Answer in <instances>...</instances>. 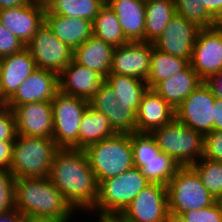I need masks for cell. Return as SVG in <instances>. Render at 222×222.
Segmentation results:
<instances>
[{"label":"cell","instance_id":"1","mask_svg":"<svg viewBox=\"0 0 222 222\" xmlns=\"http://www.w3.org/2000/svg\"><path fill=\"white\" fill-rule=\"evenodd\" d=\"M49 179L75 211L82 214L95 207L98 183L84 150L58 148Z\"/></svg>","mask_w":222,"mask_h":222},{"label":"cell","instance_id":"2","mask_svg":"<svg viewBox=\"0 0 222 222\" xmlns=\"http://www.w3.org/2000/svg\"><path fill=\"white\" fill-rule=\"evenodd\" d=\"M15 208L31 221L71 222L77 213L49 178L15 179Z\"/></svg>","mask_w":222,"mask_h":222},{"label":"cell","instance_id":"3","mask_svg":"<svg viewBox=\"0 0 222 222\" xmlns=\"http://www.w3.org/2000/svg\"><path fill=\"white\" fill-rule=\"evenodd\" d=\"M84 151L97 183L116 177L134 166L131 134L116 133L87 146Z\"/></svg>","mask_w":222,"mask_h":222},{"label":"cell","instance_id":"4","mask_svg":"<svg viewBox=\"0 0 222 222\" xmlns=\"http://www.w3.org/2000/svg\"><path fill=\"white\" fill-rule=\"evenodd\" d=\"M57 149L52 138L16 135L10 171L15 179L49 178Z\"/></svg>","mask_w":222,"mask_h":222},{"label":"cell","instance_id":"5","mask_svg":"<svg viewBox=\"0 0 222 222\" xmlns=\"http://www.w3.org/2000/svg\"><path fill=\"white\" fill-rule=\"evenodd\" d=\"M151 182L142 170L133 166L116 177L98 183V196L93 215H121L132 200Z\"/></svg>","mask_w":222,"mask_h":222},{"label":"cell","instance_id":"6","mask_svg":"<svg viewBox=\"0 0 222 222\" xmlns=\"http://www.w3.org/2000/svg\"><path fill=\"white\" fill-rule=\"evenodd\" d=\"M150 134L160 151L180 167L192 166L203 157L204 136L176 118Z\"/></svg>","mask_w":222,"mask_h":222},{"label":"cell","instance_id":"7","mask_svg":"<svg viewBox=\"0 0 222 222\" xmlns=\"http://www.w3.org/2000/svg\"><path fill=\"white\" fill-rule=\"evenodd\" d=\"M167 191L168 211L178 215L209 207L217 201L191 166L177 169L167 184Z\"/></svg>","mask_w":222,"mask_h":222},{"label":"cell","instance_id":"8","mask_svg":"<svg viewBox=\"0 0 222 222\" xmlns=\"http://www.w3.org/2000/svg\"><path fill=\"white\" fill-rule=\"evenodd\" d=\"M53 110L52 139L58 148L78 149L79 127L89 101L58 92L51 101Z\"/></svg>","mask_w":222,"mask_h":222},{"label":"cell","instance_id":"9","mask_svg":"<svg viewBox=\"0 0 222 222\" xmlns=\"http://www.w3.org/2000/svg\"><path fill=\"white\" fill-rule=\"evenodd\" d=\"M215 100L211 87L203 81L175 109V118L205 136L214 131Z\"/></svg>","mask_w":222,"mask_h":222},{"label":"cell","instance_id":"10","mask_svg":"<svg viewBox=\"0 0 222 222\" xmlns=\"http://www.w3.org/2000/svg\"><path fill=\"white\" fill-rule=\"evenodd\" d=\"M38 69H47L58 75L73 60V50L59 40L44 23L26 45Z\"/></svg>","mask_w":222,"mask_h":222},{"label":"cell","instance_id":"11","mask_svg":"<svg viewBox=\"0 0 222 222\" xmlns=\"http://www.w3.org/2000/svg\"><path fill=\"white\" fill-rule=\"evenodd\" d=\"M190 65L203 81L222 71V24L200 29Z\"/></svg>","mask_w":222,"mask_h":222},{"label":"cell","instance_id":"12","mask_svg":"<svg viewBox=\"0 0 222 222\" xmlns=\"http://www.w3.org/2000/svg\"><path fill=\"white\" fill-rule=\"evenodd\" d=\"M168 212L167 186L150 183L132 200L121 216L127 222H165Z\"/></svg>","mask_w":222,"mask_h":222},{"label":"cell","instance_id":"13","mask_svg":"<svg viewBox=\"0 0 222 222\" xmlns=\"http://www.w3.org/2000/svg\"><path fill=\"white\" fill-rule=\"evenodd\" d=\"M200 29L196 24L175 14L153 45L164 53L191 60Z\"/></svg>","mask_w":222,"mask_h":222},{"label":"cell","instance_id":"14","mask_svg":"<svg viewBox=\"0 0 222 222\" xmlns=\"http://www.w3.org/2000/svg\"><path fill=\"white\" fill-rule=\"evenodd\" d=\"M152 43L128 42L115 47L109 74L131 76L146 81L151 63Z\"/></svg>","mask_w":222,"mask_h":222},{"label":"cell","instance_id":"15","mask_svg":"<svg viewBox=\"0 0 222 222\" xmlns=\"http://www.w3.org/2000/svg\"><path fill=\"white\" fill-rule=\"evenodd\" d=\"M16 134L52 138L53 110L51 102L39 101L18 105L13 109Z\"/></svg>","mask_w":222,"mask_h":222},{"label":"cell","instance_id":"16","mask_svg":"<svg viewBox=\"0 0 222 222\" xmlns=\"http://www.w3.org/2000/svg\"><path fill=\"white\" fill-rule=\"evenodd\" d=\"M105 78L98 72L72 60L58 75L59 92L90 101L99 91Z\"/></svg>","mask_w":222,"mask_h":222},{"label":"cell","instance_id":"17","mask_svg":"<svg viewBox=\"0 0 222 222\" xmlns=\"http://www.w3.org/2000/svg\"><path fill=\"white\" fill-rule=\"evenodd\" d=\"M114 94L113 88L105 81L89 104L108 118L116 133H136V112L120 104Z\"/></svg>","mask_w":222,"mask_h":222},{"label":"cell","instance_id":"18","mask_svg":"<svg viewBox=\"0 0 222 222\" xmlns=\"http://www.w3.org/2000/svg\"><path fill=\"white\" fill-rule=\"evenodd\" d=\"M46 8L27 4L0 10V22L25 46L45 23Z\"/></svg>","mask_w":222,"mask_h":222},{"label":"cell","instance_id":"19","mask_svg":"<svg viewBox=\"0 0 222 222\" xmlns=\"http://www.w3.org/2000/svg\"><path fill=\"white\" fill-rule=\"evenodd\" d=\"M59 92L58 74L47 69H37L18 88L8 100L12 110L22 104L51 102Z\"/></svg>","mask_w":222,"mask_h":222},{"label":"cell","instance_id":"20","mask_svg":"<svg viewBox=\"0 0 222 222\" xmlns=\"http://www.w3.org/2000/svg\"><path fill=\"white\" fill-rule=\"evenodd\" d=\"M174 118L175 110L153 89H147L136 113V133L150 134Z\"/></svg>","mask_w":222,"mask_h":222},{"label":"cell","instance_id":"21","mask_svg":"<svg viewBox=\"0 0 222 222\" xmlns=\"http://www.w3.org/2000/svg\"><path fill=\"white\" fill-rule=\"evenodd\" d=\"M37 69L36 62L27 47L17 53L2 57L0 85L7 100Z\"/></svg>","mask_w":222,"mask_h":222},{"label":"cell","instance_id":"22","mask_svg":"<svg viewBox=\"0 0 222 222\" xmlns=\"http://www.w3.org/2000/svg\"><path fill=\"white\" fill-rule=\"evenodd\" d=\"M45 23L53 34L73 51L93 35L92 21L53 14L47 8Z\"/></svg>","mask_w":222,"mask_h":222},{"label":"cell","instance_id":"23","mask_svg":"<svg viewBox=\"0 0 222 222\" xmlns=\"http://www.w3.org/2000/svg\"><path fill=\"white\" fill-rule=\"evenodd\" d=\"M128 42L145 41V0H106Z\"/></svg>","mask_w":222,"mask_h":222},{"label":"cell","instance_id":"24","mask_svg":"<svg viewBox=\"0 0 222 222\" xmlns=\"http://www.w3.org/2000/svg\"><path fill=\"white\" fill-rule=\"evenodd\" d=\"M202 82L189 64L184 70L160 81L152 89L175 110Z\"/></svg>","mask_w":222,"mask_h":222},{"label":"cell","instance_id":"25","mask_svg":"<svg viewBox=\"0 0 222 222\" xmlns=\"http://www.w3.org/2000/svg\"><path fill=\"white\" fill-rule=\"evenodd\" d=\"M114 47L92 35L73 51V60L106 77L111 69Z\"/></svg>","mask_w":222,"mask_h":222},{"label":"cell","instance_id":"26","mask_svg":"<svg viewBox=\"0 0 222 222\" xmlns=\"http://www.w3.org/2000/svg\"><path fill=\"white\" fill-rule=\"evenodd\" d=\"M116 134L108 118L90 104L85 110L78 135V149L84 150L87 146L109 138Z\"/></svg>","mask_w":222,"mask_h":222},{"label":"cell","instance_id":"27","mask_svg":"<svg viewBox=\"0 0 222 222\" xmlns=\"http://www.w3.org/2000/svg\"><path fill=\"white\" fill-rule=\"evenodd\" d=\"M145 41L153 43L176 14L173 0H145Z\"/></svg>","mask_w":222,"mask_h":222},{"label":"cell","instance_id":"28","mask_svg":"<svg viewBox=\"0 0 222 222\" xmlns=\"http://www.w3.org/2000/svg\"><path fill=\"white\" fill-rule=\"evenodd\" d=\"M105 81L113 88L119 103L131 107L137 113L143 94L148 89L146 81L119 74H108Z\"/></svg>","mask_w":222,"mask_h":222},{"label":"cell","instance_id":"29","mask_svg":"<svg viewBox=\"0 0 222 222\" xmlns=\"http://www.w3.org/2000/svg\"><path fill=\"white\" fill-rule=\"evenodd\" d=\"M189 64V59L164 53L156 49L152 43L150 71L146 79L148 89L184 70Z\"/></svg>","mask_w":222,"mask_h":222},{"label":"cell","instance_id":"30","mask_svg":"<svg viewBox=\"0 0 222 222\" xmlns=\"http://www.w3.org/2000/svg\"><path fill=\"white\" fill-rule=\"evenodd\" d=\"M93 35L102 39L105 43L114 48L125 45L128 41L120 26V22L114 10L105 2L100 8L99 13L94 18Z\"/></svg>","mask_w":222,"mask_h":222},{"label":"cell","instance_id":"31","mask_svg":"<svg viewBox=\"0 0 222 222\" xmlns=\"http://www.w3.org/2000/svg\"><path fill=\"white\" fill-rule=\"evenodd\" d=\"M106 0H53L47 9L65 17H80L93 22Z\"/></svg>","mask_w":222,"mask_h":222},{"label":"cell","instance_id":"32","mask_svg":"<svg viewBox=\"0 0 222 222\" xmlns=\"http://www.w3.org/2000/svg\"><path fill=\"white\" fill-rule=\"evenodd\" d=\"M208 192L218 200L222 197V162L201 158L191 166Z\"/></svg>","mask_w":222,"mask_h":222},{"label":"cell","instance_id":"33","mask_svg":"<svg viewBox=\"0 0 222 222\" xmlns=\"http://www.w3.org/2000/svg\"><path fill=\"white\" fill-rule=\"evenodd\" d=\"M176 14L196 24L199 28H211L220 24L206 9L202 0H173Z\"/></svg>","mask_w":222,"mask_h":222},{"label":"cell","instance_id":"34","mask_svg":"<svg viewBox=\"0 0 222 222\" xmlns=\"http://www.w3.org/2000/svg\"><path fill=\"white\" fill-rule=\"evenodd\" d=\"M180 166L168 155L160 152L154 159L141 168L151 183L167 186L170 179Z\"/></svg>","mask_w":222,"mask_h":222},{"label":"cell","instance_id":"35","mask_svg":"<svg viewBox=\"0 0 222 222\" xmlns=\"http://www.w3.org/2000/svg\"><path fill=\"white\" fill-rule=\"evenodd\" d=\"M131 145L133 148L134 166L140 169L161 152L155 139L149 133H132Z\"/></svg>","mask_w":222,"mask_h":222},{"label":"cell","instance_id":"36","mask_svg":"<svg viewBox=\"0 0 222 222\" xmlns=\"http://www.w3.org/2000/svg\"><path fill=\"white\" fill-rule=\"evenodd\" d=\"M15 209V176L10 170H0V213Z\"/></svg>","mask_w":222,"mask_h":222},{"label":"cell","instance_id":"37","mask_svg":"<svg viewBox=\"0 0 222 222\" xmlns=\"http://www.w3.org/2000/svg\"><path fill=\"white\" fill-rule=\"evenodd\" d=\"M182 216L186 222H222V209L216 201L209 207L199 210H190Z\"/></svg>","mask_w":222,"mask_h":222},{"label":"cell","instance_id":"38","mask_svg":"<svg viewBox=\"0 0 222 222\" xmlns=\"http://www.w3.org/2000/svg\"><path fill=\"white\" fill-rule=\"evenodd\" d=\"M203 158L222 162V131H212L204 136Z\"/></svg>","mask_w":222,"mask_h":222},{"label":"cell","instance_id":"39","mask_svg":"<svg viewBox=\"0 0 222 222\" xmlns=\"http://www.w3.org/2000/svg\"><path fill=\"white\" fill-rule=\"evenodd\" d=\"M26 46L0 22V57L21 51Z\"/></svg>","mask_w":222,"mask_h":222},{"label":"cell","instance_id":"40","mask_svg":"<svg viewBox=\"0 0 222 222\" xmlns=\"http://www.w3.org/2000/svg\"><path fill=\"white\" fill-rule=\"evenodd\" d=\"M15 116L11 108L0 110V141H15Z\"/></svg>","mask_w":222,"mask_h":222},{"label":"cell","instance_id":"41","mask_svg":"<svg viewBox=\"0 0 222 222\" xmlns=\"http://www.w3.org/2000/svg\"><path fill=\"white\" fill-rule=\"evenodd\" d=\"M14 141H0V170H10Z\"/></svg>","mask_w":222,"mask_h":222},{"label":"cell","instance_id":"42","mask_svg":"<svg viewBox=\"0 0 222 222\" xmlns=\"http://www.w3.org/2000/svg\"><path fill=\"white\" fill-rule=\"evenodd\" d=\"M205 9L222 24V0H202Z\"/></svg>","mask_w":222,"mask_h":222},{"label":"cell","instance_id":"43","mask_svg":"<svg viewBox=\"0 0 222 222\" xmlns=\"http://www.w3.org/2000/svg\"><path fill=\"white\" fill-rule=\"evenodd\" d=\"M205 82L211 87L214 96L216 98L222 99V71L212 75Z\"/></svg>","mask_w":222,"mask_h":222},{"label":"cell","instance_id":"44","mask_svg":"<svg viewBox=\"0 0 222 222\" xmlns=\"http://www.w3.org/2000/svg\"><path fill=\"white\" fill-rule=\"evenodd\" d=\"M214 131H222V99L214 102Z\"/></svg>","mask_w":222,"mask_h":222},{"label":"cell","instance_id":"45","mask_svg":"<svg viewBox=\"0 0 222 222\" xmlns=\"http://www.w3.org/2000/svg\"><path fill=\"white\" fill-rule=\"evenodd\" d=\"M24 216L15 208L5 213H0V222H25Z\"/></svg>","mask_w":222,"mask_h":222},{"label":"cell","instance_id":"46","mask_svg":"<svg viewBox=\"0 0 222 222\" xmlns=\"http://www.w3.org/2000/svg\"><path fill=\"white\" fill-rule=\"evenodd\" d=\"M27 4V0H0V10L18 6H25Z\"/></svg>","mask_w":222,"mask_h":222},{"label":"cell","instance_id":"47","mask_svg":"<svg viewBox=\"0 0 222 222\" xmlns=\"http://www.w3.org/2000/svg\"><path fill=\"white\" fill-rule=\"evenodd\" d=\"M96 222H127L121 215L98 214Z\"/></svg>","mask_w":222,"mask_h":222},{"label":"cell","instance_id":"48","mask_svg":"<svg viewBox=\"0 0 222 222\" xmlns=\"http://www.w3.org/2000/svg\"><path fill=\"white\" fill-rule=\"evenodd\" d=\"M165 222H186L182 215L167 213Z\"/></svg>","mask_w":222,"mask_h":222},{"label":"cell","instance_id":"49","mask_svg":"<svg viewBox=\"0 0 222 222\" xmlns=\"http://www.w3.org/2000/svg\"><path fill=\"white\" fill-rule=\"evenodd\" d=\"M53 0H27L28 4L39 5L44 8H47Z\"/></svg>","mask_w":222,"mask_h":222},{"label":"cell","instance_id":"50","mask_svg":"<svg viewBox=\"0 0 222 222\" xmlns=\"http://www.w3.org/2000/svg\"><path fill=\"white\" fill-rule=\"evenodd\" d=\"M9 108L8 100L4 96L1 85H0V110Z\"/></svg>","mask_w":222,"mask_h":222},{"label":"cell","instance_id":"51","mask_svg":"<svg viewBox=\"0 0 222 222\" xmlns=\"http://www.w3.org/2000/svg\"><path fill=\"white\" fill-rule=\"evenodd\" d=\"M217 202L219 203V205L221 206V209H222V197H220Z\"/></svg>","mask_w":222,"mask_h":222},{"label":"cell","instance_id":"52","mask_svg":"<svg viewBox=\"0 0 222 222\" xmlns=\"http://www.w3.org/2000/svg\"><path fill=\"white\" fill-rule=\"evenodd\" d=\"M1 66H2V58L0 57V73H1Z\"/></svg>","mask_w":222,"mask_h":222},{"label":"cell","instance_id":"53","mask_svg":"<svg viewBox=\"0 0 222 222\" xmlns=\"http://www.w3.org/2000/svg\"><path fill=\"white\" fill-rule=\"evenodd\" d=\"M25 222H44V221H31V220H26Z\"/></svg>","mask_w":222,"mask_h":222}]
</instances>
